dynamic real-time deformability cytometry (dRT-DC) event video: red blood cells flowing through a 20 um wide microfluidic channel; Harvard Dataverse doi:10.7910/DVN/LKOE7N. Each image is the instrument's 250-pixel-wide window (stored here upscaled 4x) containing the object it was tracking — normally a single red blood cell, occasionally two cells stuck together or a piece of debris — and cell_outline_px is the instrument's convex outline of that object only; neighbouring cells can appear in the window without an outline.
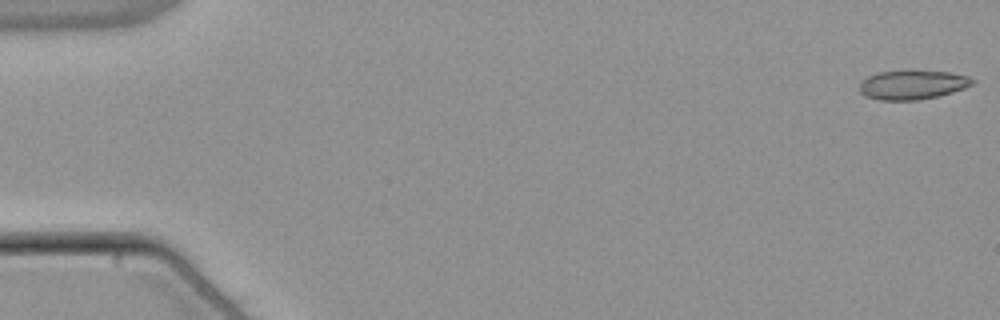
{"species": "common noctule bat (a hibernating species)", "species_latin": "Nyctalus noctula", "temperature_condition": "warm", "stored_images_in_passage": 15, "camera_frame_rate_fps": 3000, "um_per_image_px": 0.085, "animal": {"sex": "male", "body_mass_g": 21.5, "forearm_length_mm": 52.0}, "frame": {"image": 1, "passage_image": 1, "time_ms": 0.0, "image_size_px": [1000, 320], "cell_outline_px": [[976, 80], [972, 84], [964, 88], [940, 96], [916, 100], [880, 100], [864, 96], [860, 92], [860, 80], [868, 76], [880, 72], [948, 72], [968, 76]], "centroid_in_image_um": [77.54, 7.23], "position_along_channel_um": 7.5, "area_um2": 18.84}}
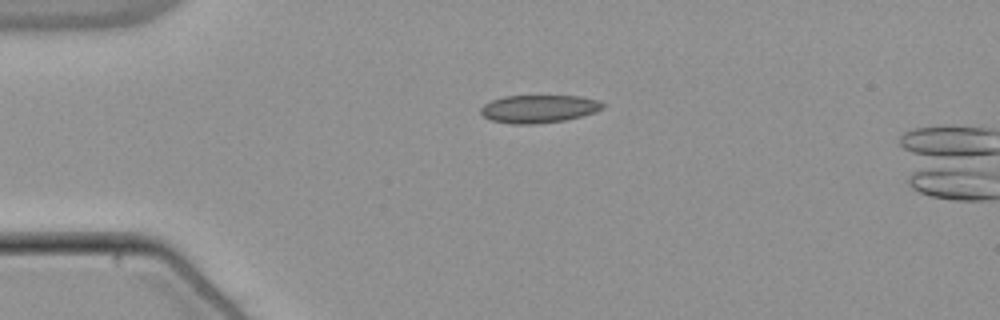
{"frame": {"image": 2, "passage_image": 13, "time_ms": 4.0, "image_size_px": [1000, 320], "cell_outline_px": [[604, 108], [596, 112], [564, 120], [536, 124], [512, 124], [492, 120], [484, 116], [480, 112], [480, 108], [484, 104], [492, 100], [504, 96], [580, 96], [596, 100], [604, 104]], "centroid_in_image_um": [45.79, 9.25], "position_along_channel_um": 39.2, "area_um2": 19.71}}